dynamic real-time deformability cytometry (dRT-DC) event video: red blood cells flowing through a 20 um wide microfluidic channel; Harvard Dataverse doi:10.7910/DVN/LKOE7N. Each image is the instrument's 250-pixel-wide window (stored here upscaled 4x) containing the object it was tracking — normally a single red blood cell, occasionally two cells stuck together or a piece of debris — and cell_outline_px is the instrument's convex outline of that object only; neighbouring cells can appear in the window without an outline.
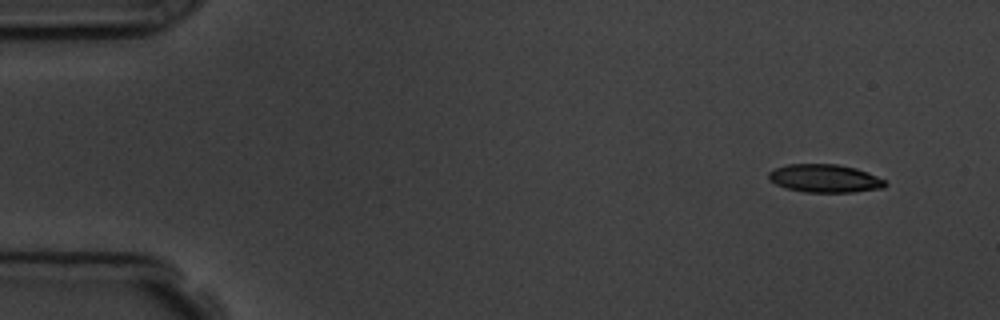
{"species": "common noctule bat (a hibernating species)", "species_latin": "Nyctalus noctula", "temperature_condition": "room temperature", "stored_images_in_passage": 5, "camera_frame_rate_fps": 3000, "um_per_image_px": 0.085, "animal": {"sex": "male", "body_mass_g": 19.5, "forearm_length_mm": 54.6}, "frame": {"image": 1, "passage_image": 1, "time_ms": 0.0, "image_size_px": [1000, 320], "cell_outline_px": [[888, 184], [884, 188], [852, 192], [804, 192], [784, 188], [768, 180], [768, 172], [776, 168], [788, 164], [836, 164], [856, 168], [868, 172], [884, 180]], "centroid_in_image_um": [70.09, 15.17], "position_along_channel_um": 14.9, "area_um2": 19.19}}
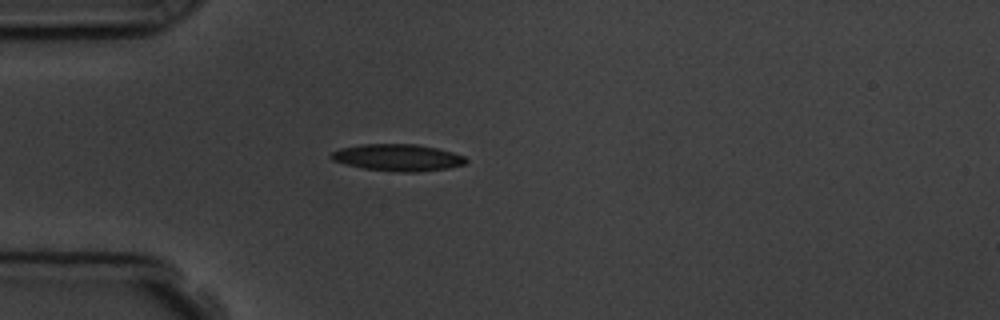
{"frame": {"image": 2, "passage_image": 4, "time_ms": 3.667, "image_size_px": [1000, 320], "cell_outline_px": [[468, 160], [464, 164], [448, 168], [416, 172], [392, 172], [364, 168], [332, 160], [328, 156], [332, 152], [340, 148], [360, 144], [416, 144], [436, 148], [452, 152], [464, 156]], "centroid_in_image_um": [33.79, 13.39], "position_along_channel_um": 51.2, "area_um2": 21.04}}